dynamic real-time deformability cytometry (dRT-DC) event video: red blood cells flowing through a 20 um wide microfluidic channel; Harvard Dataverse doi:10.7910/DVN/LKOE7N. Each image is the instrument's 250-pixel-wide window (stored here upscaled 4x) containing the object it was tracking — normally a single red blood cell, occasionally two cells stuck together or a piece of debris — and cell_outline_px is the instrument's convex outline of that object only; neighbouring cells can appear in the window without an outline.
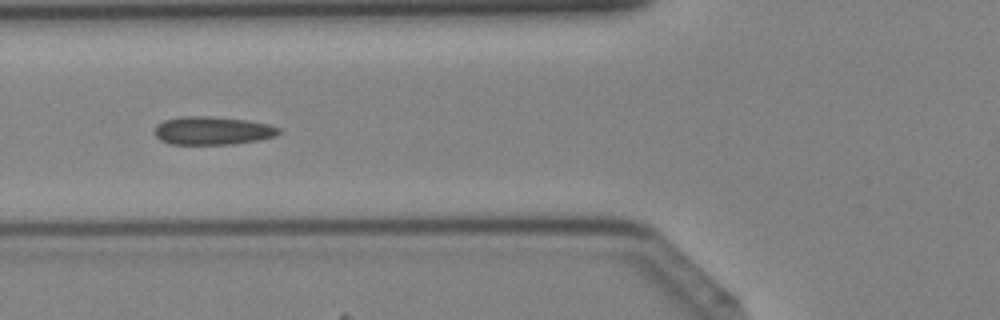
{"species": "Egyptian fruit bat (a non-hibernating species)", "species_latin": "Rousettus aegyptiacus", "temperature_condition": "cold", "stored_images_in_passage": 41, "camera_frame_rate_fps": 3000, "um_per_image_px": 0.085, "animal": {"sex": "female"}, "frame": {"image": 1, "passage_image": 15, "time_ms": 4.667, "image_size_px": [1000, 320], "cell_outline_px": [[280, 132], [276, 136], [260, 140], [232, 144], [168, 144], [160, 140], [156, 136], [156, 124], [164, 120], [180, 116], [212, 116], [248, 120], [268, 124], [280, 128]], "centroid_in_image_um": [18.07, 11.1], "position_along_channel_um": 107.7, "area_um2": 20.58}}
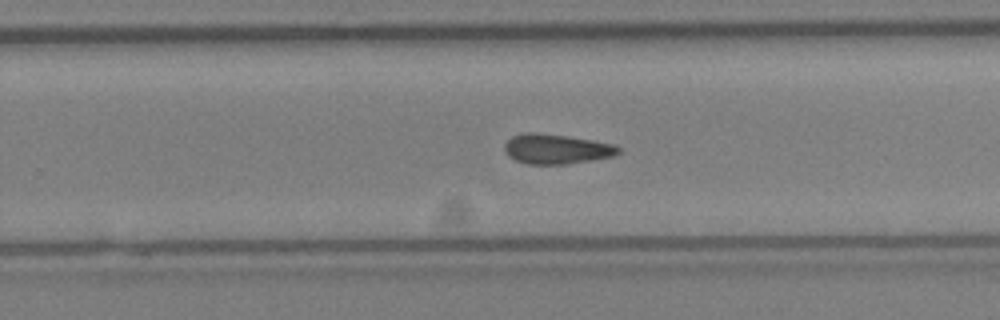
{"frame": {"image": 2, "passage_image": 26, "time_ms": 8.333, "image_size_px": [1000, 320], "cell_outline_px": [[620, 152], [616, 156], [568, 164], [528, 164], [516, 160], [508, 156], [504, 152], [504, 144], [512, 136], [524, 132], [532, 132], [564, 136], [592, 140], [612, 144], [620, 148]], "centroid_in_image_um": [47.28, 12.67], "position_along_channel_um": 282.5, "area_um2": 19.77}}
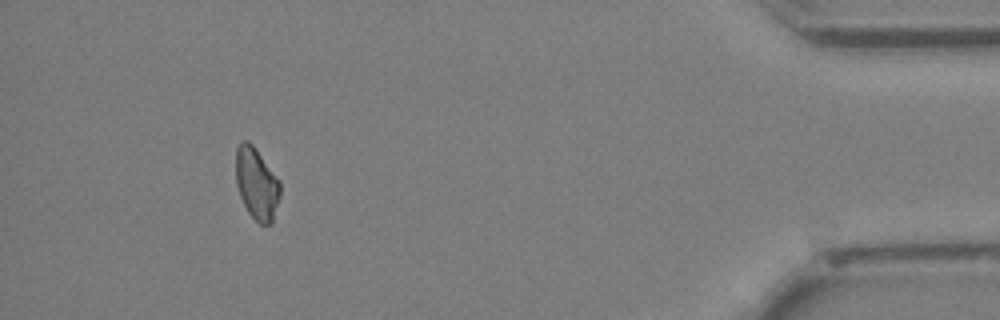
{"frame": {"image": 3, "passage_image": 38, "time_ms": 12.333, "image_size_px": [1000, 320], "cell_outline_px": [[280, 196], [272, 224], [260, 224], [248, 212], [240, 196], [236, 184], [236, 148], [240, 140], [248, 140], [252, 144], [280, 180]], "centroid_in_image_um": [21.81, 15.59], "position_along_channel_um": 413.4, "area_um2": 18.61}}